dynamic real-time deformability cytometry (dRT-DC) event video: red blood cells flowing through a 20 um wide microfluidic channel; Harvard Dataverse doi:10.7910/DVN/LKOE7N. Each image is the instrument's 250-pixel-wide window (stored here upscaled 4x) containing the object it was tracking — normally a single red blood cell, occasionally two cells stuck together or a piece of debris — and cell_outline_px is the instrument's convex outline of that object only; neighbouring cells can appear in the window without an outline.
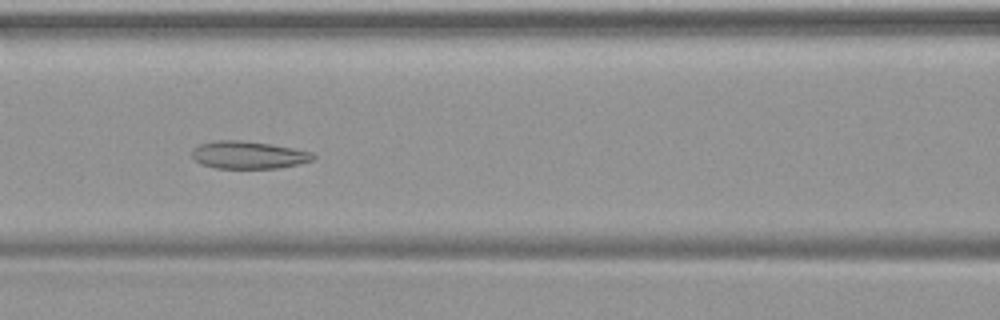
{"species": "common noctule bat (a hibernating species)", "species_latin": "Nyctalus noctula", "temperature_condition": "warm", "stored_images_in_passage": 49, "camera_frame_rate_fps": 3000, "um_per_image_px": 0.085, "animal": {"sex": "female", "body_mass_g": 19.9}, "frame": {"image": 1, "passage_image": 22, "time_ms": 7.0, "image_size_px": [1000, 320], "cell_outline_px": [[316, 156], [312, 160], [296, 164], [276, 168], [216, 168], [200, 164], [192, 160], [192, 148], [200, 144], [216, 140], [236, 140], [268, 144], [292, 148], [312, 152]], "centroid_in_image_um": [21.04, 13.17], "position_along_channel_um": 145.6, "area_um2": 19.31}}
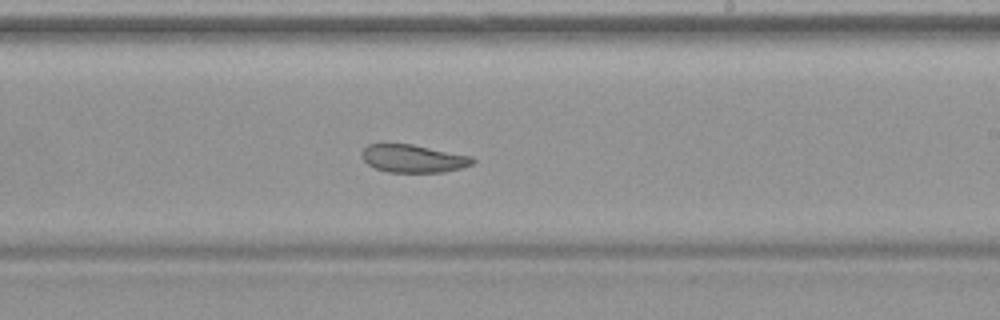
{"frame": {"image": 2, "passage_image": 30, "time_ms": 9.667, "image_size_px": [1000, 320], "cell_outline_px": [[476, 160], [472, 164], [460, 168], [444, 172], [388, 172], [376, 168], [368, 164], [360, 156], [360, 152], [368, 144], [384, 140], [412, 144], [472, 156]], "centroid_in_image_um": [35.04, 13.43], "position_along_channel_um": 254.0, "area_um2": 18.61}}
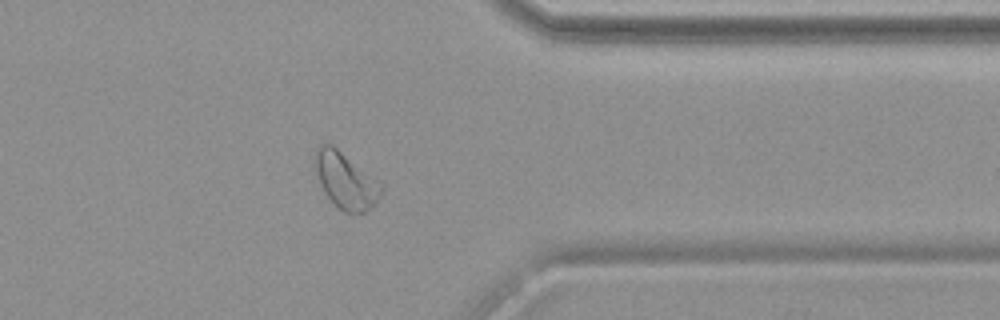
{"frame": {"image": 3, "passage_image": 40, "time_ms": 13.0, "image_size_px": [1000, 320], "cell_outline_px": [[384, 188], [380, 196], [364, 212], [344, 212], [324, 192], [312, 168], [312, 156], [316, 148], [320, 144], [332, 144], [384, 184]], "centroid_in_image_um": [29.33, 15.27], "position_along_channel_um": 382.1, "area_um2": 21.85}}